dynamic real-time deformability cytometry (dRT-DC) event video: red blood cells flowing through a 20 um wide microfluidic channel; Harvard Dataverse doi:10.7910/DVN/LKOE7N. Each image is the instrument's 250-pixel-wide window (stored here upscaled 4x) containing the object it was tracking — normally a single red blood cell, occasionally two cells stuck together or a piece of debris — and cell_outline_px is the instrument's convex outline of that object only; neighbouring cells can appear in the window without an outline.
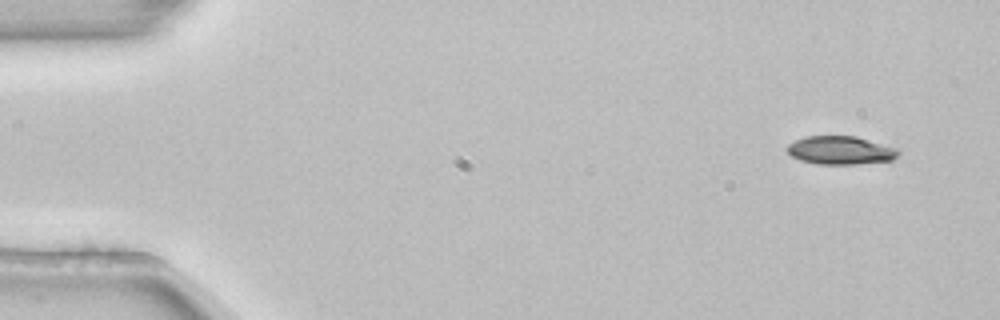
{"species": "common noctule bat (a hibernating species)", "species_latin": "Nyctalus noctula", "temperature_condition": "room temperature", "stored_images_in_passage": 4, "camera_frame_rate_fps": 3000, "um_per_image_px": 0.085, "animal": {"sex": "female", "body_mass_g": 22.7, "forearm_length_mm": 54.2}, "frame": {"image": 1, "passage_image": 1, "time_ms": 0.0, "image_size_px": [1000, 320], "cell_outline_px": [[900, 152], [892, 160], [856, 164], [820, 164], [800, 160], [792, 156], [788, 152], [788, 144], [804, 136], [856, 136], [900, 148]], "centroid_in_image_um": [71.48, 12.76], "position_along_channel_um": 13.5, "area_um2": 18.38}}
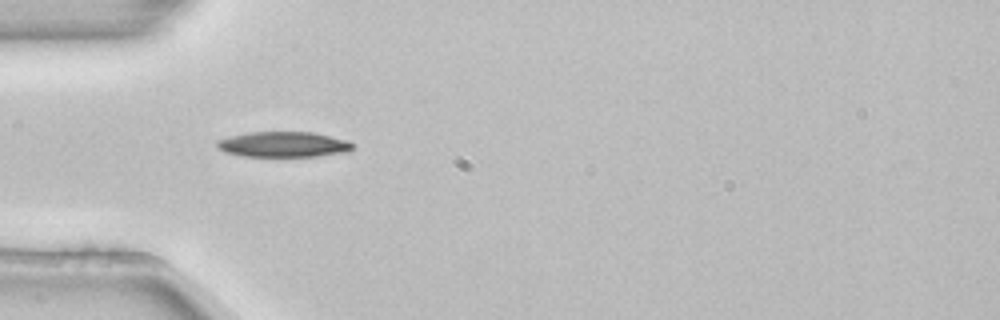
{"frame": {"image": 2, "passage_image": 4, "time_ms": 1.0, "image_size_px": [1000, 320], "cell_outline_px": [[352, 148], [348, 152], [316, 156], [240, 156], [224, 152], [216, 148], [216, 140], [248, 132], [312, 132], [348, 140], [352, 144]], "centroid_in_image_um": [24.05, 12.28], "position_along_channel_um": 61.0, "area_um2": 20.11}}